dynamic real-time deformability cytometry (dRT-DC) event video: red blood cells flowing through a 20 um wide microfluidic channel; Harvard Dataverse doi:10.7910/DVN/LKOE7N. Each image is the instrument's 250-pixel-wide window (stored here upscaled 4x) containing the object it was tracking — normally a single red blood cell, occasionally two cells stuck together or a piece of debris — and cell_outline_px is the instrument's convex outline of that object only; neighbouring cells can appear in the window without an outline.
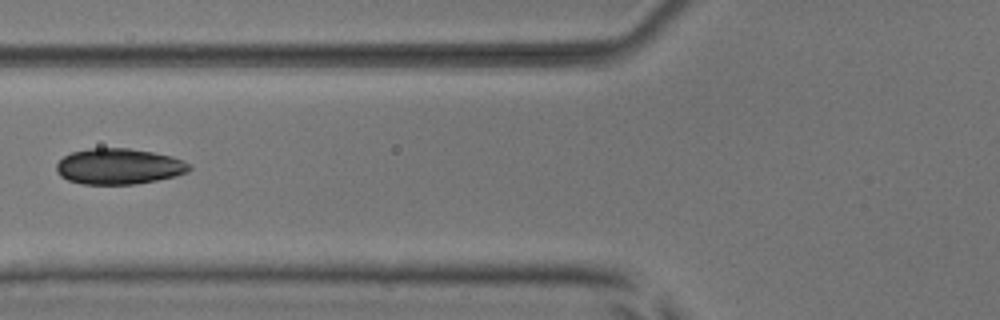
{"species": "common noctule bat (a hibernating species)", "species_latin": "Nyctalus noctula", "temperature_condition": "room temperature", "stored_images_in_passage": 7, "camera_frame_rate_fps": 3000, "um_per_image_px": 0.085, "animal": {"sex": "male", "body_mass_g": 17.9, "forearm_length_mm": 54.2}, "frame": {"image": 1, "passage_image": 6, "time_ms": 6.667, "image_size_px": [1000, 320], "cell_outline_px": [[192, 168], [188, 172], [176, 176], [156, 180], [132, 184], [84, 184], [68, 180], [60, 176], [56, 172], [56, 164], [64, 156], [72, 152], [88, 148], [128, 148], [152, 152], [172, 156], [192, 164]], "centroid_in_image_um": [10.11, 14.14], "position_along_channel_um": 115.7, "area_um2": 27.8}}
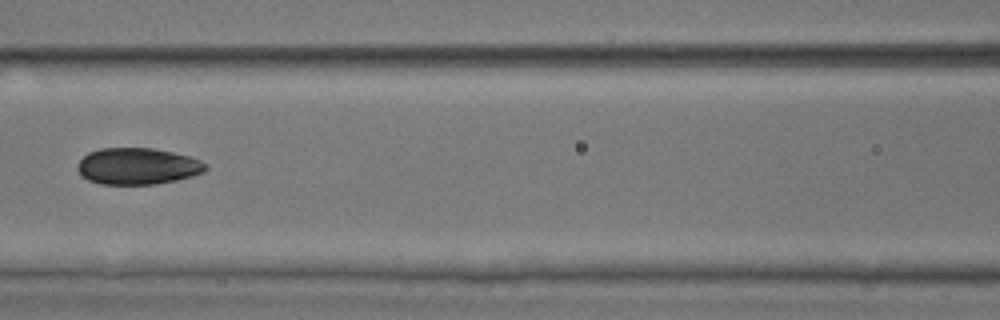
{"frame": {"image": 2, "passage_image": 7, "time_ms": 7.667, "image_size_px": [1000, 320], "cell_outline_px": [[208, 168], [204, 172], [192, 176], [176, 180], [156, 184], [100, 184], [88, 180], [76, 168], [80, 160], [88, 152], [100, 148], [152, 148], [172, 152], [188, 156], [200, 160], [208, 164]], "centroid_in_image_um": [11.71, 14.12], "position_along_channel_um": 154.9, "area_um2": 27.28}}